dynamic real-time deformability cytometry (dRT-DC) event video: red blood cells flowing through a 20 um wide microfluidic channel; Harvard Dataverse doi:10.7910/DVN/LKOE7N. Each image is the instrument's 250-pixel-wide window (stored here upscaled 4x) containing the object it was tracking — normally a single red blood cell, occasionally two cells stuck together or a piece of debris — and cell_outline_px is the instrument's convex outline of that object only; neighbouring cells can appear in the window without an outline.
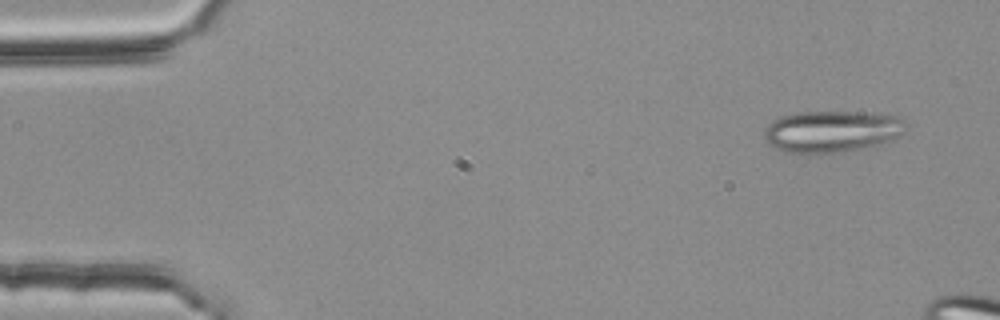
{"species": "common noctule bat (a hibernating species)", "species_latin": "Nyctalus noctula", "temperature_condition": "room temperature", "stored_images_in_passage": 3, "camera_frame_rate_fps": 3000, "um_per_image_px": 0.085, "animal": {"sex": "female", "body_mass_g": 25.1}, "frame": {"image": 1, "passage_image": 1, "time_ms": 0.0, "image_size_px": [1000, 320], "cell_outline_px": [[904, 132], [900, 136], [876, 144], [840, 152], [788, 152], [776, 148], [764, 140], [764, 132], [768, 124], [772, 120], [780, 116], [796, 112], [864, 112], [896, 116], [904, 120]], "centroid_in_image_um": [70.66, 11.14], "position_along_channel_um": 14.3, "area_um2": 33.81}}